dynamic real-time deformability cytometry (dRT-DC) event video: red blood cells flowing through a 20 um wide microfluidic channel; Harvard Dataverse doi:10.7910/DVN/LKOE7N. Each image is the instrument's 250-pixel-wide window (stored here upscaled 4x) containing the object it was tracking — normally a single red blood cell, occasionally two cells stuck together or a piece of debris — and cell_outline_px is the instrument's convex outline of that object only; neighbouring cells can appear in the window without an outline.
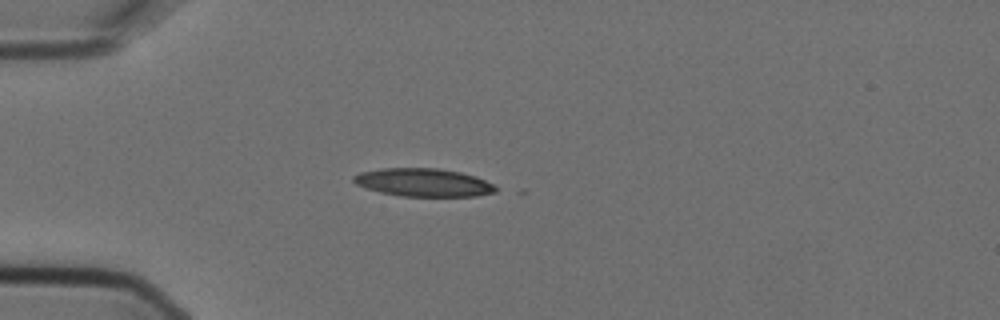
{"species": "Egyptian fruit bat (a non-hibernating species)", "species_latin": "Rousettus aegyptiacus", "temperature_condition": "cold", "stored_images_in_passage": 3, "segment_of_instrument_passage": [1, 2], "camera_frame_rate_fps": 3000, "um_per_image_px": 0.085, "animal": {"sex": "female"}, "frame": {"image": 1, "passage_image": 1, "time_ms": 0.0, "image_size_px": [1000, 320], "cell_outline_px": [[496, 192], [476, 196], [400, 196], [380, 192], [356, 184], [352, 180], [352, 176], [360, 172], [384, 168], [436, 168], [460, 172], [476, 176], [492, 184], [496, 188]], "centroid_in_image_um": [35.97, 15.51], "position_along_channel_um": 49.0, "area_um2": 23.12}}